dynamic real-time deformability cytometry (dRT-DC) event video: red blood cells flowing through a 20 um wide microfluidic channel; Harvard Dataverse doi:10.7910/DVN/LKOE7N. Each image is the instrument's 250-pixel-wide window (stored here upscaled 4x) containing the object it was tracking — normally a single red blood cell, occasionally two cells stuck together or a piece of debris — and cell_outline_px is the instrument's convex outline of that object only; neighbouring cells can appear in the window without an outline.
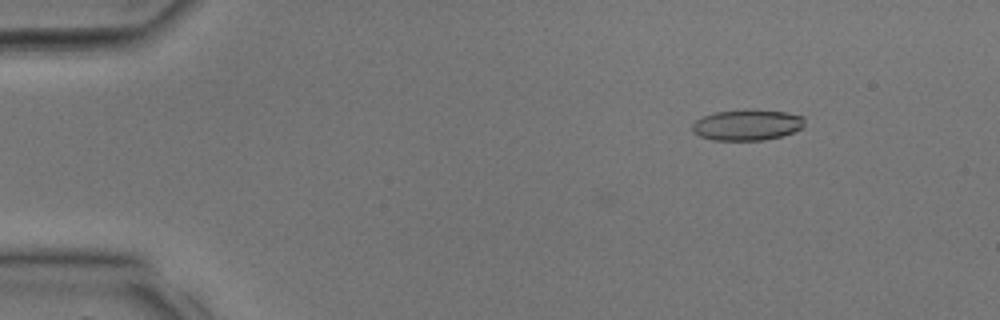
{"species": "common noctule bat (a hibernating species)", "species_latin": "Nyctalus noctula", "temperature_condition": "room temperature", "stored_images_in_passage": 3, "camera_frame_rate_fps": 3000, "um_per_image_px": 0.085, "animal": {"sex": "male", "body_mass_g": 17.9, "forearm_length_mm": 54.2}, "frame": {"image": 1, "passage_image": 3, "time_ms": 0.667, "image_size_px": [1000, 320], "cell_outline_px": [[804, 128], [780, 136], [764, 140], [712, 140], [700, 136], [692, 132], [692, 124], [696, 120], [704, 116], [716, 112], [788, 112], [804, 116]], "centroid_in_image_um": [63.51, 10.66], "position_along_channel_um": 21.5, "area_um2": 19.48}}